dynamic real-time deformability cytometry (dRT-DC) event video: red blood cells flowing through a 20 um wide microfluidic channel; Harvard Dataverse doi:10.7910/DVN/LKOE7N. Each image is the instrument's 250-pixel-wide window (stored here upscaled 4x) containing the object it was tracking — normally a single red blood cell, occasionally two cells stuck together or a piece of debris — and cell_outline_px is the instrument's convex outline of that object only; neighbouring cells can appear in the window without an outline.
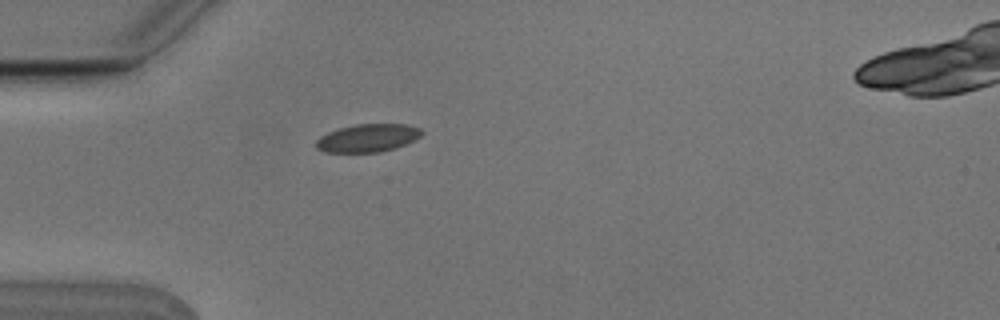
{"species": "Egyptian fruit bat (a non-hibernating species)", "species_latin": "Rousettus aegyptiacus", "temperature_condition": "cold", "stored_images_in_passage": 2, "camera_frame_rate_fps": 3000, "um_per_image_px": 0.085, "animal": {"sex": "male"}, "frame": {"image": 1, "passage_image": 2, "time_ms": 0.333, "image_size_px": [1000, 320], "cell_outline_px": [[424, 132], [416, 140], [396, 148], [380, 152], [324, 152], [316, 148], [316, 140], [320, 136], [328, 132], [340, 128], [356, 124], [404, 124], [420, 128]], "centroid_in_image_um": [31.27, 11.73], "position_along_channel_um": 53.7, "area_um2": 17.28}}